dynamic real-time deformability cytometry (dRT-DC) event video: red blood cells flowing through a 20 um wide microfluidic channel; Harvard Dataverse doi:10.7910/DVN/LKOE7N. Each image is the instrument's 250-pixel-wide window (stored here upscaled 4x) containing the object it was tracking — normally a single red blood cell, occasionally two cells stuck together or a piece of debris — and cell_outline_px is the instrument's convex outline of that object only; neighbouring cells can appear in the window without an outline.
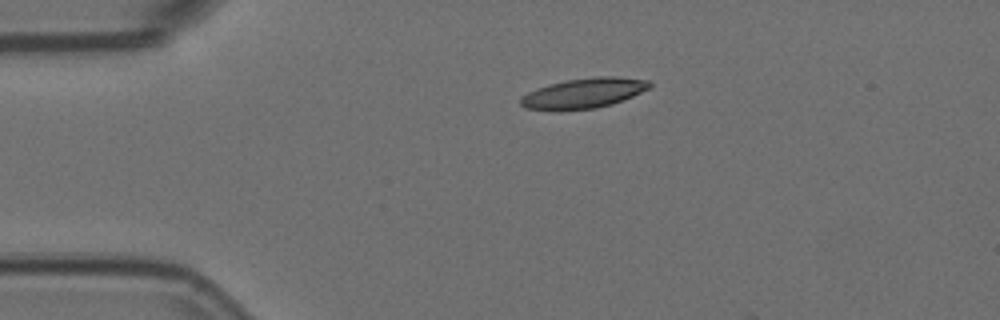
{"species": "Egyptian fruit bat (a non-hibernating species)", "species_latin": "Rousettus aegyptiacus", "temperature_condition": "room temperature", "stored_images_in_passage": 2, "camera_frame_rate_fps": 3000, "um_per_image_px": 0.085, "animal": {"sex": "female"}, "frame": {"image": 1, "passage_image": 1, "time_ms": 0.0, "image_size_px": [1000, 320], "cell_outline_px": [[652, 84], [648, 88], [632, 96], [612, 104], [596, 108], [560, 112], [556, 112], [524, 108], [520, 104], [520, 96], [536, 88], [548, 84], [568, 80], [596, 76], [616, 76], [648, 80]], "centroid_in_image_um": [49.53, 7.94], "position_along_channel_um": 35.5, "area_um2": 23.06}}